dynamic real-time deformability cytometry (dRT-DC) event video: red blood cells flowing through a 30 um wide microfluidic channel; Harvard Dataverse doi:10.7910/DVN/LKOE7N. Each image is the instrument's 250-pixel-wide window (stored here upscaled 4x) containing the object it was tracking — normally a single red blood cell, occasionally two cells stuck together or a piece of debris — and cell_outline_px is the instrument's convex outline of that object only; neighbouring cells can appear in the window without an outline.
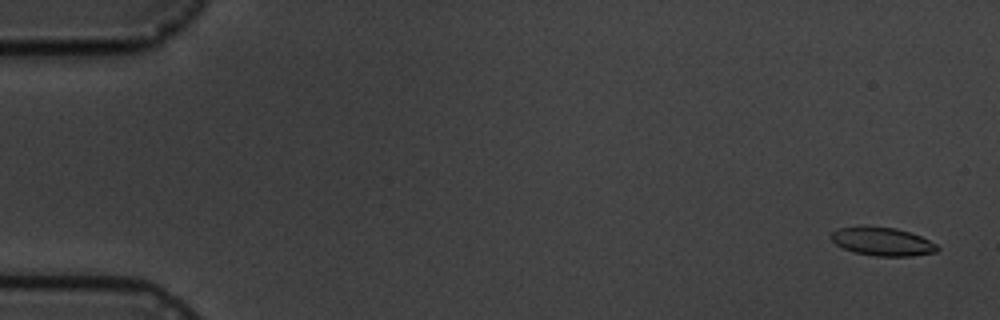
{"species": "common noctule bat (a hibernating species)", "species_latin": "Nyctalus noctula", "temperature_condition": "cold", "stored_images_in_passage": 11, "camera_frame_rate_fps": 3000, "um_per_image_px": 0.085, "animal": {"sex": "male", "body_mass_g": 19.5, "forearm_length_mm": 54.6}, "frame": {"image": 1, "passage_image": 1, "time_ms": 0.0, "image_size_px": [1000, 320], "cell_outline_px": [[940, 248], [936, 252], [912, 256], [876, 256], [852, 252], [836, 244], [828, 236], [832, 232], [840, 228], [864, 224], [896, 228], [920, 236], [936, 244]], "centroid_in_image_um": [74.96, 20.51], "position_along_channel_um": 10.0, "area_um2": 17.86}}
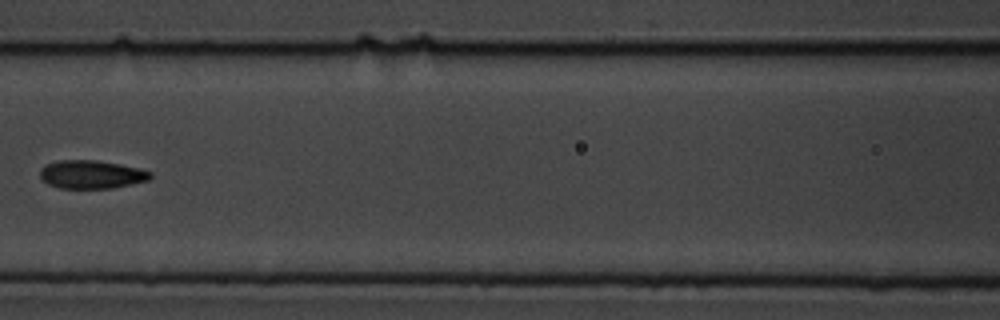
{"frame": {"image": 2, "passage_image": 7, "time_ms": 8.0, "image_size_px": [1000, 320], "cell_outline_px": [[152, 176], [148, 180], [132, 184], [112, 188], [60, 188], [48, 184], [40, 176], [40, 168], [44, 164], [60, 160], [96, 160], [120, 164], [140, 168], [152, 172]], "centroid_in_image_um": [7.77, 14.82], "position_along_channel_um": 158.8, "area_um2": 18.26}}
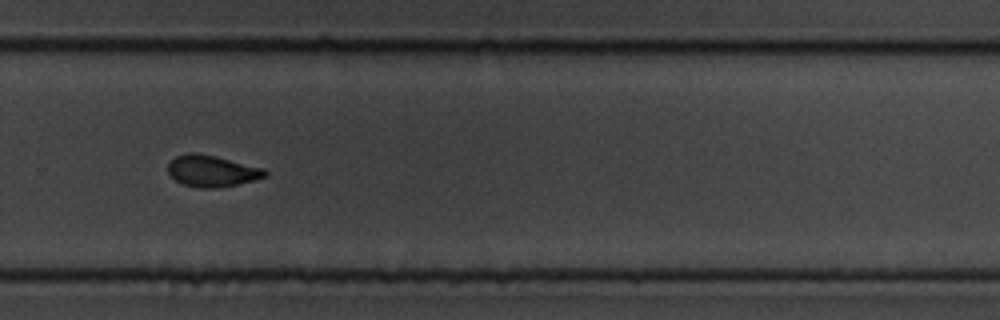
{"frame": {"image": 3, "passage_image": 11, "time_ms": 12.333, "image_size_px": [1000, 320], "cell_outline_px": [[268, 176], [236, 184], [216, 188], [200, 188], [184, 184], [176, 180], [168, 172], [168, 164], [176, 156], [188, 152], [192, 152], [216, 156], [264, 168], [268, 172]], "centroid_in_image_um": [18.02, 14.52], "position_along_channel_um": 311.8, "area_um2": 17.63}}